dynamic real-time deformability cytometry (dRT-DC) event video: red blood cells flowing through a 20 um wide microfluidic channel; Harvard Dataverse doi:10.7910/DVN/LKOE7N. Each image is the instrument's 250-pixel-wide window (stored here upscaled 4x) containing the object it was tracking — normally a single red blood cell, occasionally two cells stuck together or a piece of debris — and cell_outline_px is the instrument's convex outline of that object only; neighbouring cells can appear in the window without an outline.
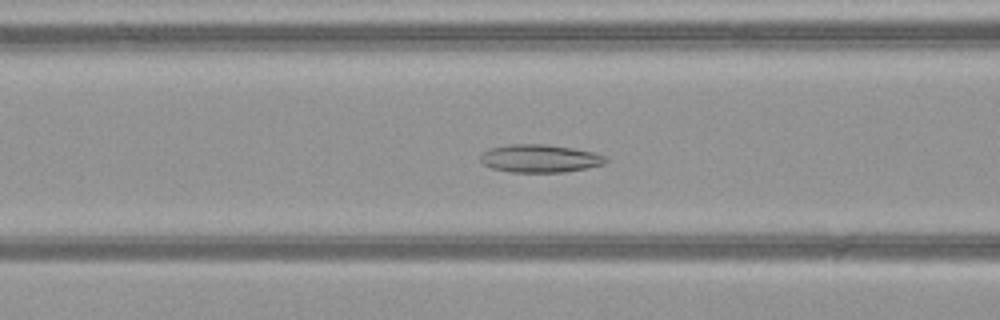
{"species": "common noctule bat (a hibernating species)", "species_latin": "Nyctalus noctula", "temperature_condition": "warm", "stored_images_in_passage": 53, "camera_frame_rate_fps": 3000, "um_per_image_px": 0.085, "animal": {"sex": "female", "body_mass_g": 21.9}, "frame": {"image": 1, "passage_image": 22, "time_ms": 7.0, "image_size_px": [1000, 320], "cell_outline_px": [[608, 160], [604, 164], [564, 172], [512, 172], [492, 168], [484, 164], [480, 160], [480, 156], [488, 148], [508, 144], [544, 144], [572, 148], [592, 152], [604, 156]], "centroid_in_image_um": [45.85, 13.46], "position_along_channel_um": 120.7, "area_um2": 20.23}}
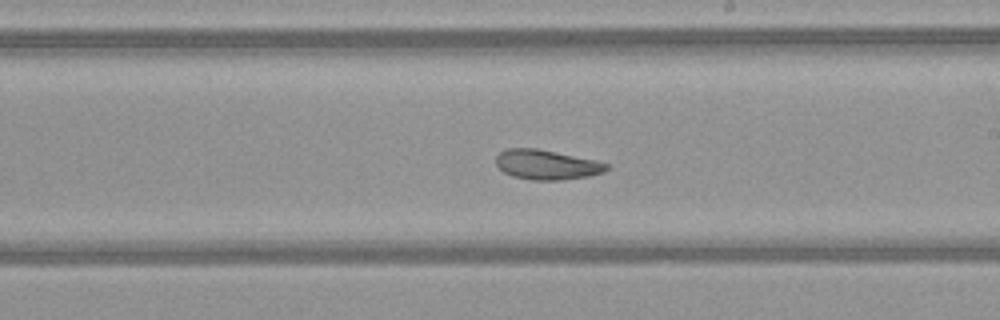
{"frame": {"image": 2, "passage_image": 31, "time_ms": 10.0, "image_size_px": [1000, 320], "cell_outline_px": [[608, 168], [604, 172], [588, 176], [564, 180], [532, 180], [512, 176], [504, 172], [496, 164], [496, 156], [500, 152], [508, 148], [536, 148], [596, 160], [608, 164]], "centroid_in_image_um": [46.46, 14.0], "position_along_channel_um": 242.5, "area_um2": 19.13}}
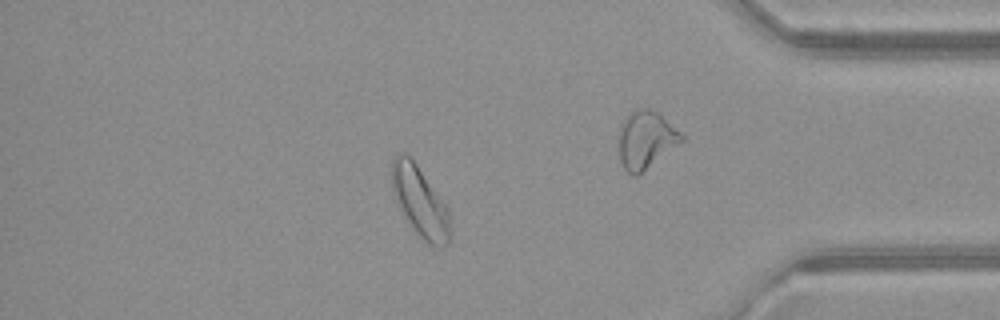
{"frame": {"image": 3, "passage_image": 45, "time_ms": 14.667, "image_size_px": [1000, 320], "cell_outline_px": [[452, 236], [448, 244], [440, 248], [424, 244], [400, 208], [396, 200], [392, 188], [392, 160], [396, 152], [404, 152], [416, 164], [448, 208]], "centroid_in_image_um": [35.73, 17.2], "position_along_channel_um": 399.5, "area_um2": 23.87}, "authors_computed_cell_mechanics": {"area_um2": 23.8714, "velocity_mm_per_s": 4.0553, "shape_relaxation_time_tau1_ms": null, "shape_relaxation_time_tau2_ms": 4.3971, "deformation_change_tau1": null, "deformation_change_tau2": 0.109}}